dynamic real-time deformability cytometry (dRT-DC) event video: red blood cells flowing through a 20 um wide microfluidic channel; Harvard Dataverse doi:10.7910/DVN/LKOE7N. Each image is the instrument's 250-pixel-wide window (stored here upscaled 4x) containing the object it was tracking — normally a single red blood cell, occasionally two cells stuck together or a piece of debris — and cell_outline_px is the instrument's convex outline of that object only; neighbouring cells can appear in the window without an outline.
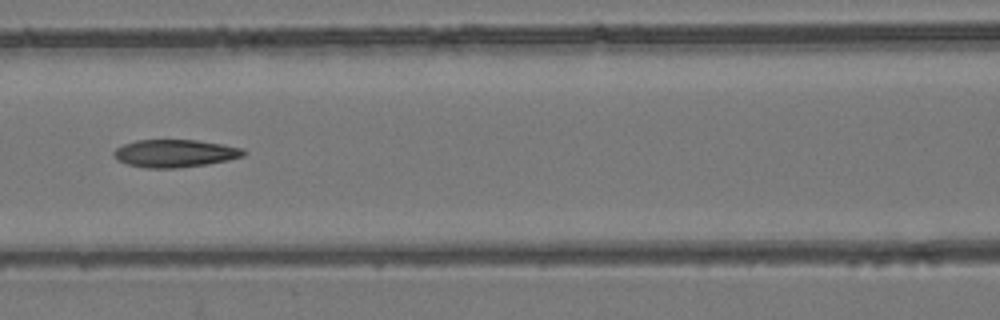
{"species": "common noctule bat (a hibernating species)", "species_latin": "Nyctalus noctula", "temperature_condition": "room temperature", "stored_images_in_passage": 7, "camera_frame_rate_fps": 3000, "um_per_image_px": 0.085, "animal": {"sex": "female", "body_mass_g": 24.6, "forearm_length_mm": 56.2}, "frame": {"image": 1, "passage_image": 7, "time_ms": 2.0, "image_size_px": [1000, 320], "cell_outline_px": [[248, 152], [244, 156], [228, 160], [208, 164], [176, 168], [148, 168], [128, 164], [116, 160], [112, 156], [112, 152], [116, 148], [124, 144], [136, 140], [196, 140], [224, 144], [244, 148]], "centroid_in_image_um": [14.89, 13.03], "position_along_channel_um": 151.7, "area_um2": 21.15}}